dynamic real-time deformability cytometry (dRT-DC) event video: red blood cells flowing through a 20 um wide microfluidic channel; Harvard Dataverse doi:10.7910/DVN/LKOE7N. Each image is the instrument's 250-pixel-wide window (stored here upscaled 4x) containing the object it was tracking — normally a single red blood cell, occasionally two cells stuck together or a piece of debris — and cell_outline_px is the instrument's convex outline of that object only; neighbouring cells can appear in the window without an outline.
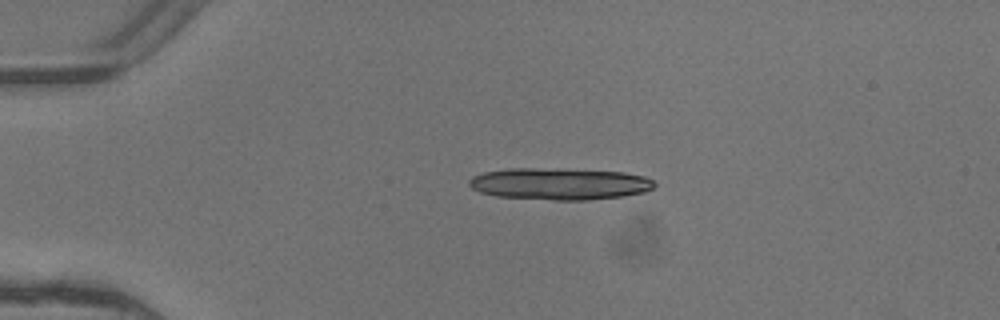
{"species": "common noctule bat (a hibernating species)", "species_latin": "Nyctalus noctula", "temperature_condition": "warm", "stored_images_in_passage": 2, "camera_frame_rate_fps": 3000, "um_per_image_px": 0.085, "animal": {"sex": "female"}, "frame": {"image": 1, "passage_image": 1, "time_ms": 0.0, "image_size_px": [1000, 320], "cell_outline_px": [[656, 184], [652, 188], [644, 192], [624, 196], [588, 200], [552, 200], [496, 196], [480, 192], [472, 188], [468, 184], [468, 180], [472, 176], [484, 172], [508, 168], [532, 168], [624, 172], [644, 176], [652, 180]], "centroid_in_image_um": [47.53, 15.63], "position_along_channel_um": 37.5, "area_um2": 34.28}}